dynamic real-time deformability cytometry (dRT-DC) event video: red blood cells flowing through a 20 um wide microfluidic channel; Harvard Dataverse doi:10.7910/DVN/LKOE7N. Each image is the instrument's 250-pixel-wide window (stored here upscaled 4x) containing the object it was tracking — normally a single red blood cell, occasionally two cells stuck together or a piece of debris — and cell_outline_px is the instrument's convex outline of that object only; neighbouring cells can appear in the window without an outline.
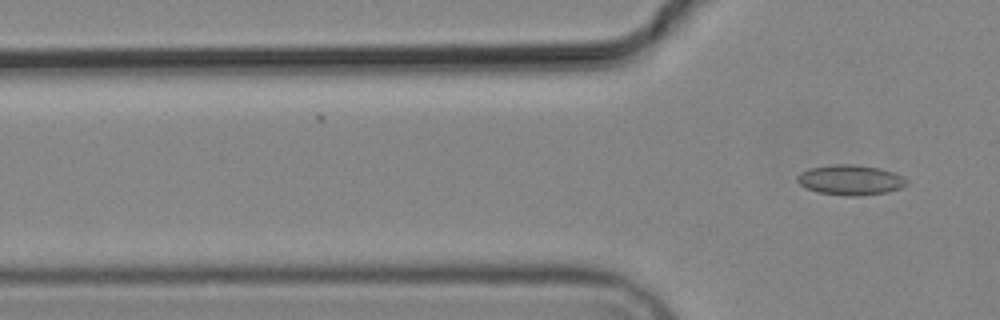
{"species": "common noctule bat (a hibernating species)", "species_latin": "Nyctalus noctula", "temperature_condition": "cold", "stored_images_in_passage": 5, "segment_of_instrument_passage": [2, 2], "camera_frame_rate_fps": 3000, "um_per_image_px": 0.085, "animal": {"sex": "male", "body_mass_g": 19.2, "forearm_length_mm": 51.8}, "frame": {"image": 1, "passage_image": 5, "time_ms": 4.667, "image_size_px": [1000, 320], "cell_outline_px": [[908, 184], [900, 188], [888, 192], [860, 196], [844, 196], [820, 192], [808, 188], [800, 184], [796, 180], [796, 176], [800, 172], [808, 168], [832, 164], [856, 164], [880, 168], [892, 172], [908, 180]], "centroid_in_image_um": [72.28, 15.29], "position_along_channel_um": 53.5, "area_um2": 19.31}}